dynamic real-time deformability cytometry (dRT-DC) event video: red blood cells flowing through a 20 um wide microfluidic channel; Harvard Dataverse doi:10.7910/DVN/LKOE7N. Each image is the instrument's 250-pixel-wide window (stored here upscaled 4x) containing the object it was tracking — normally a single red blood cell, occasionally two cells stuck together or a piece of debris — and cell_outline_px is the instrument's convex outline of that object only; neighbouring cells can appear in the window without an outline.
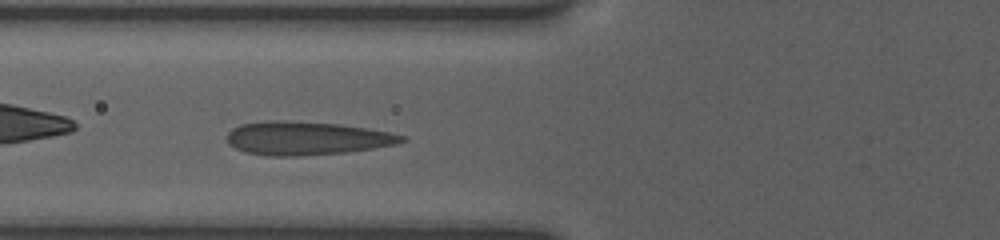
{"species": "human", "species_latin": "Homo sapiens", "temperature_condition": "room temperature", "stored_images_in_passage": 37, "camera_frame_rate_fps": 3000, "um_per_image_px": 0.085, "donor": {"sex": "female"}, "frame": {"image": 1, "passage_image": 5, "time_ms": 1.333, "image_size_px": [1000, 240], "cell_outline_px": [[408, 140], [396, 144], [348, 152], [304, 156], [268, 156], [244, 152], [228, 144], [228, 132], [232, 128], [240, 124], [268, 120], [284, 120], [336, 124], [368, 128], [388, 132], [404, 136]], "centroid_in_image_um": [26.03, 11.75], "position_along_channel_um": 99.8, "area_um2": 34.16}}
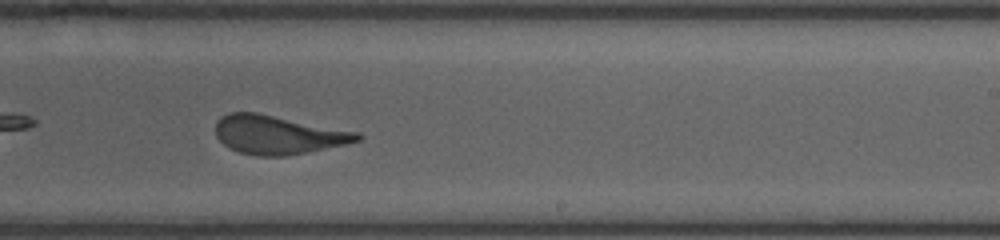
{"frame": {"image": 2, "passage_image": 18, "time_ms": 5.667, "image_size_px": [1000, 240], "cell_outline_px": [[364, 136], [360, 140], [344, 144], [288, 156], [256, 156], [240, 152], [224, 144], [216, 136], [216, 120], [220, 116], [228, 112], [256, 112], [360, 132]], "centroid_in_image_um": [23.63, 11.44], "position_along_channel_um": 265.4, "area_um2": 31.96}}
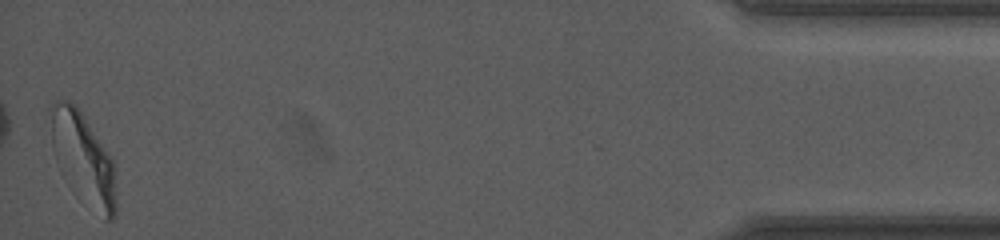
{"frame": {"image": 3, "passage_image": 37, "time_ms": 12.0, "image_size_px": [1000, 240], "cell_outline_px": [[116, 212], [112, 220], [104, 220], [52, 148], [48, 108], [56, 100], [68, 100], [80, 108], [108, 152], [112, 160], [116, 200]], "centroid_in_image_um": [7.1, 13.22], "position_along_channel_um": 428.1, "area_um2": 32.08}, "authors_computed_cell_mechanics": {"area_um2": 32.657, "velocity_mm_per_s": 3.8125, "shape_relaxation_time_tau1_ms": 6.1545, "shape_relaxation_time_tau2_ms": null, "deformation_change_tau1": 0.2055, "deformation_change_tau2": null}}